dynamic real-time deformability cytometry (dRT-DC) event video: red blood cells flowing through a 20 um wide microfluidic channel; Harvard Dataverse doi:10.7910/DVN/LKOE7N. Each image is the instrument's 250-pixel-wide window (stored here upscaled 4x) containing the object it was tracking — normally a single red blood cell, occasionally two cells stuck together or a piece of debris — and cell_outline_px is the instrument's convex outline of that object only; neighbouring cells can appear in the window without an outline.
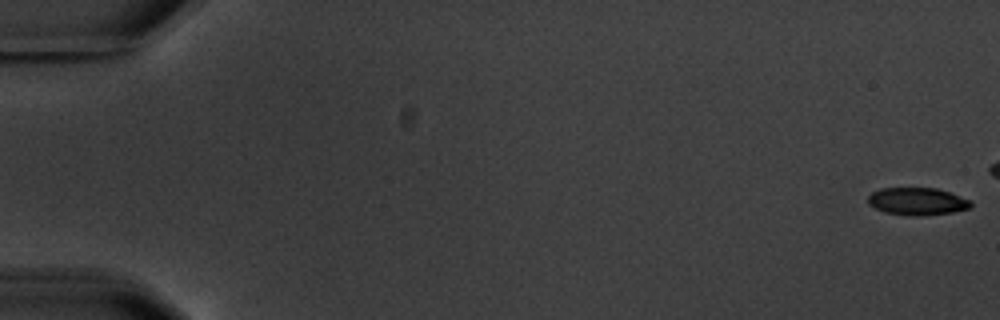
{"species": "common noctule bat (a hibernating species)", "species_latin": "Nyctalus noctula", "temperature_condition": "warm", "stored_images_in_passage": 7, "segment_of_instrument_passage": [1, 2], "camera_frame_rate_fps": 3000, "um_per_image_px": 0.085, "animal": {"sex": "male", "body_mass_g": 20.1, "forearm_length_mm": 53.5}, "frame": {"image": 1, "passage_image": 1, "time_ms": 0.0, "image_size_px": [1000, 320], "cell_outline_px": [[972, 208], [952, 212], [924, 216], [908, 216], [884, 212], [868, 204], [868, 196], [872, 192], [880, 188], [936, 188], [972, 200]], "centroid_in_image_um": [77.98, 17.12], "position_along_channel_um": 7.0, "area_um2": 16.65}}
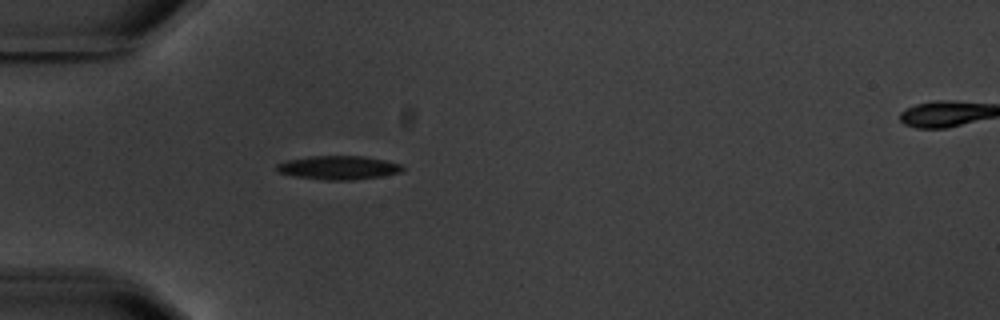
{"frame": {"image": 2, "passage_image": 6, "time_ms": 7.667, "image_size_px": [1000, 320], "cell_outline_px": [[404, 168], [400, 172], [380, 176], [352, 180], [324, 180], [296, 176], [280, 172], [276, 168], [276, 164], [288, 160], [308, 156], [364, 156], [384, 160], [400, 164]], "centroid_in_image_um": [28.76, 14.24], "position_along_channel_um": 56.2, "area_um2": 17.17}}